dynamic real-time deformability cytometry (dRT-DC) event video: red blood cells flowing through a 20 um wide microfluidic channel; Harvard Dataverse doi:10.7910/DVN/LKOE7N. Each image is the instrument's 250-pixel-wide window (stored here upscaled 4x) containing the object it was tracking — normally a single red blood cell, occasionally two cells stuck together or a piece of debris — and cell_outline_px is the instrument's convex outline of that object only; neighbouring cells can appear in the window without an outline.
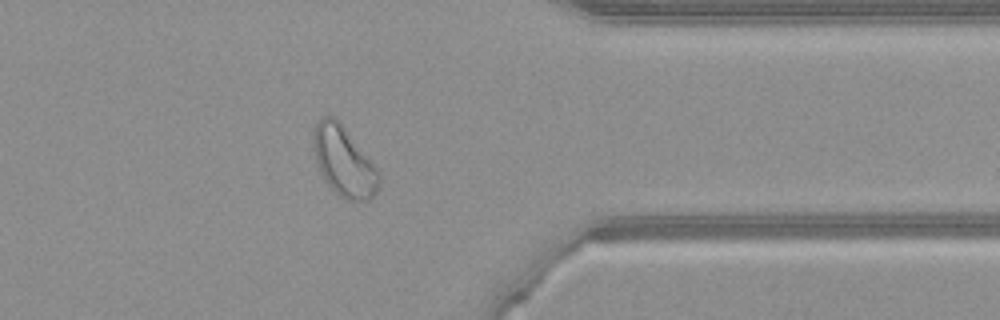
{"species": "common noctule bat (a hibernating species)", "species_latin": "Nyctalus noctula", "temperature_condition": "warm", "stored_images_in_passage": 38, "camera_frame_rate_fps": 3000, "um_per_image_px": 0.085, "animal": {"sex": "female", "body_mass_g": 21.9}, "frame": {"image": 1, "passage_image": 27, "time_ms": 8.667, "image_size_px": [1000, 320], "cell_outline_px": [[380, 184], [376, 192], [368, 200], [348, 200], [340, 196], [324, 180], [316, 164], [312, 148], [312, 136], [316, 124], [324, 116], [332, 116], [340, 124], [380, 172]], "centroid_in_image_um": [29.2, 13.76], "position_along_channel_um": 382.2, "area_um2": 26.18}}